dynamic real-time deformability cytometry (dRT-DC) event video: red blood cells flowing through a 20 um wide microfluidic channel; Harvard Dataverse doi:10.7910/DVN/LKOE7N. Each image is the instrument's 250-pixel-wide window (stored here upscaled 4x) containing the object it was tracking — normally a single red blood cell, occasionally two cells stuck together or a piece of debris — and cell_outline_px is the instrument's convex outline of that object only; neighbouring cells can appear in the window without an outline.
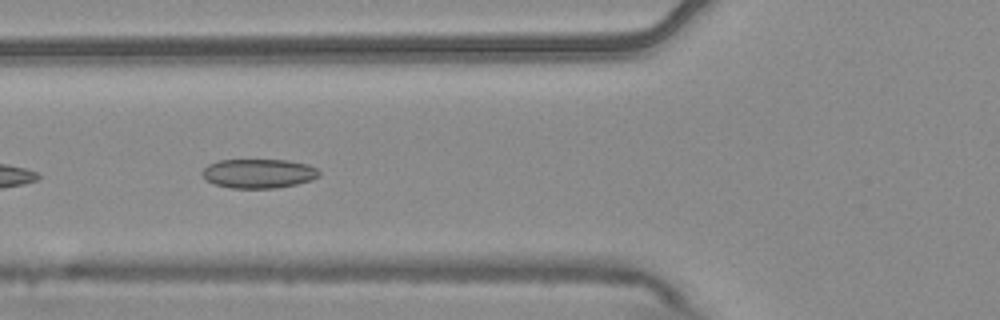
{"species": "common noctule bat (a hibernating species)", "species_latin": "Nyctalus noctula", "temperature_condition": "warm", "stored_images_in_passage": 7, "camera_frame_rate_fps": 3000, "um_per_image_px": 0.085, "animal": {"sex": "male", "body_mass_g": 20.4}, "frame": {"image": 1, "passage_image": 6, "time_ms": 1.667, "image_size_px": [1000, 320], "cell_outline_px": [[320, 176], [312, 180], [296, 184], [276, 188], [232, 188], [216, 184], [204, 180], [200, 172], [208, 164], [220, 160], [288, 160], [308, 164], [316, 168], [320, 172]], "centroid_in_image_um": [21.98, 14.74], "position_along_channel_um": 103.8, "area_um2": 20.06}}
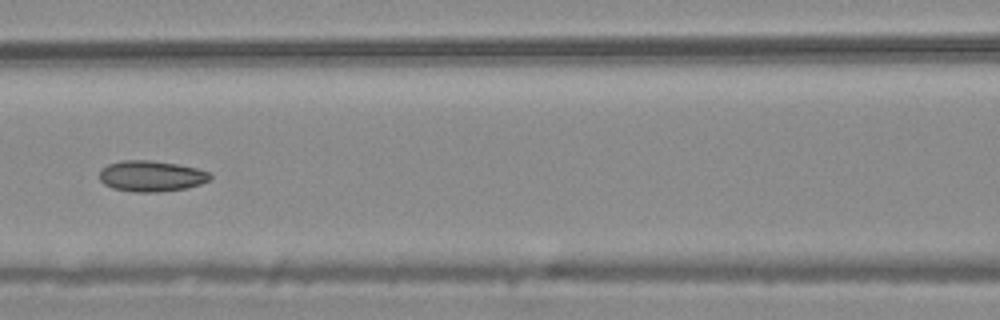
{"frame": {"image": 2, "passage_image": 7, "time_ms": 2.0, "image_size_px": [1000, 320], "cell_outline_px": [[212, 180], [188, 188], [156, 192], [132, 192], [112, 188], [104, 184], [100, 180], [100, 168], [108, 164], [120, 160], [152, 160], [176, 164], [196, 168], [208, 172], [212, 176]], "centroid_in_image_um": [12.85, 14.97], "position_along_channel_um": 153.8, "area_um2": 20.11}}